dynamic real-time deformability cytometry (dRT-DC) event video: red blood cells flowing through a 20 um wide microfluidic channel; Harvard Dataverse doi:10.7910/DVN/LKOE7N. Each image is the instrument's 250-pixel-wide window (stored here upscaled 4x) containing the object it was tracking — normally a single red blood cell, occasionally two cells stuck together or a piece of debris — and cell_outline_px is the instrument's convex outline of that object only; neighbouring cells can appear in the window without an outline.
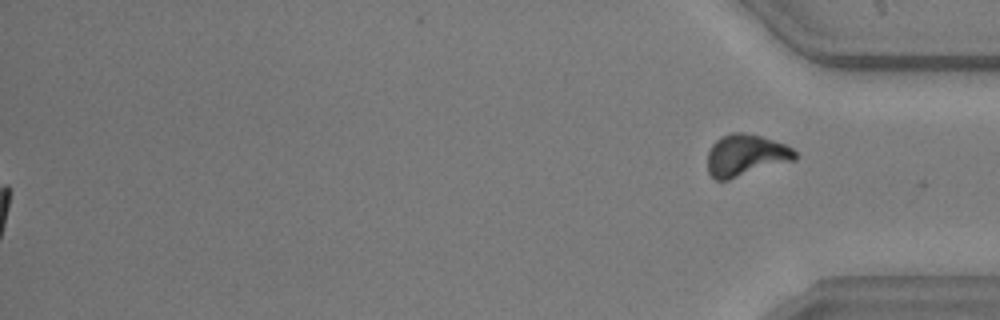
{"species": "common noctule bat (a hibernating species)", "species_latin": "Nyctalus noctula", "temperature_condition": "warm", "stored_images_in_passage": 38, "segment_of_instrument_passage": [2, 2], "camera_frame_rate_fps": 3000, "um_per_image_px": 0.085, "animal": {"sex": "male", "body_mass_g": 20.5, "forearm_length_mm": 52.5}, "frame": {"image": 1, "passage_image": 38, "time_ms": 12.333, "image_size_px": [1000, 320], "cell_outline_px": [[796, 160], [728, 180], [716, 180], [708, 172], [708, 152], [712, 144], [720, 136], [732, 132], [744, 132], [760, 136], [784, 144], [792, 148], [796, 152]], "centroid_in_image_um": [63.38, 13.2], "position_along_channel_um": 371.8, "area_um2": 21.33}}